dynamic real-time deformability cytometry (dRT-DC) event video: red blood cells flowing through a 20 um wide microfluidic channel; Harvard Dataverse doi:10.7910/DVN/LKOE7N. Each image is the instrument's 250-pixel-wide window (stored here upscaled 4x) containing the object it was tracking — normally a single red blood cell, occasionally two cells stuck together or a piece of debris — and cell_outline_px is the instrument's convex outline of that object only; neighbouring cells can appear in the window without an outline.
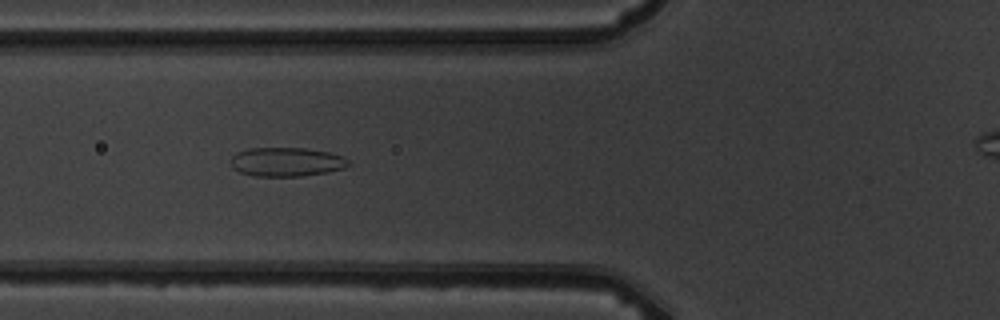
{"species": "common noctule bat (a hibernating species)", "species_latin": "Nyctalus noctula", "temperature_condition": "warm", "stored_images_in_passage": 10, "camera_frame_rate_fps": 3000, "um_per_image_px": 0.085, "animal": {"sex": "male", "body_mass_g": 19.5, "forearm_length_mm": 54.6}, "frame": {"image": 1, "passage_image": 6, "time_ms": 5.333, "image_size_px": [1000, 320], "cell_outline_px": [[348, 164], [344, 168], [328, 172], [300, 176], [252, 176], [240, 172], [232, 168], [228, 160], [236, 152], [248, 148], [308, 148], [328, 152], [344, 156], [348, 160]], "centroid_in_image_um": [24.3, 13.76], "position_along_channel_um": 101.5, "area_um2": 20.11}}
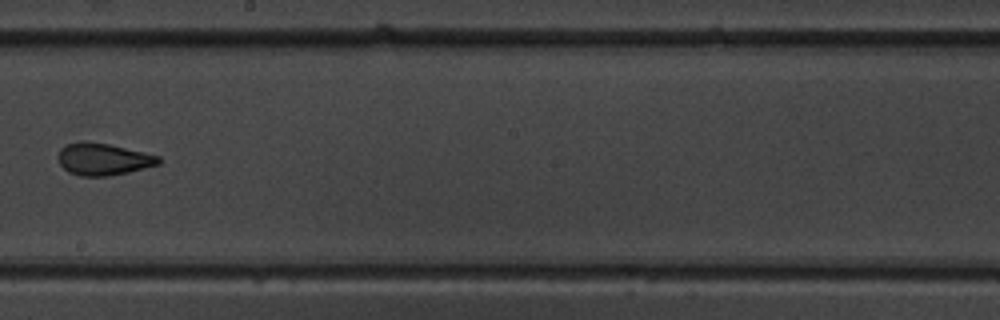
{"frame": {"image": 2, "passage_image": 9, "time_ms": 9.0, "image_size_px": [1000, 320], "cell_outline_px": [[160, 164], [128, 172], [108, 176], [80, 176], [68, 172], [60, 164], [56, 156], [60, 148], [68, 144], [108, 144], [144, 152], [160, 156]], "centroid_in_image_um": [8.79, 13.57], "position_along_channel_um": 239.4, "area_um2": 18.26}}
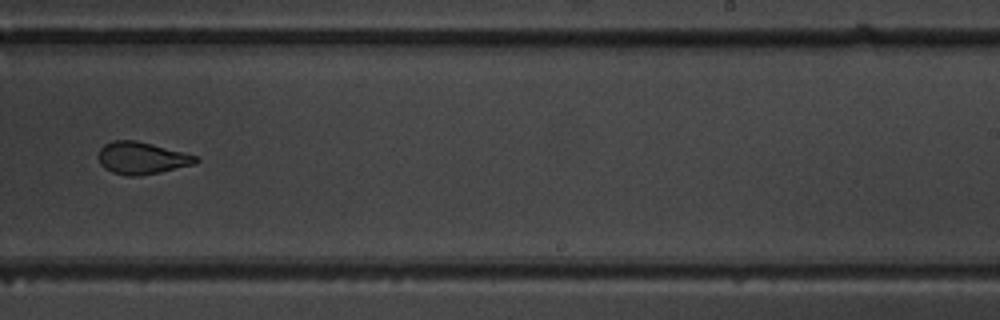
{"frame": {"image": 3, "passage_image": 10, "time_ms": 10.0, "image_size_px": [1000, 320], "cell_outline_px": [[200, 160], [192, 164], [160, 172], [140, 176], [128, 176], [112, 172], [104, 168], [100, 164], [96, 156], [100, 148], [104, 144], [112, 140], [136, 140], [184, 152], [196, 156]], "centroid_in_image_um": [11.98, 13.43], "position_along_channel_um": 277.0, "area_um2": 18.32}}